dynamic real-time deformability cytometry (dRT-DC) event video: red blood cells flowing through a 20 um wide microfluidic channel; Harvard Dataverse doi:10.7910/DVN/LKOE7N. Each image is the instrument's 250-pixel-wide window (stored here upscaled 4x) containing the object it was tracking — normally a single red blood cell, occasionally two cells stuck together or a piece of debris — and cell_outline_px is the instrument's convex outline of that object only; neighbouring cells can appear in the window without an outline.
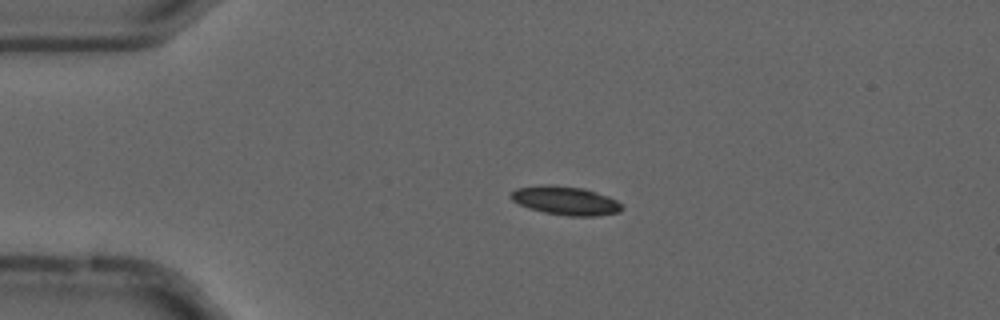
{"species": "common noctule bat (a hibernating species)", "species_latin": "Nyctalus noctula", "temperature_condition": "cold", "stored_images_in_passage": 44, "camera_frame_rate_fps": 3000, "um_per_image_px": 0.085, "animal": {"sex": "male", "forearm_length_mm": 52.5}, "frame": {"image": 1, "passage_image": 13, "time_ms": 4.0, "image_size_px": [1000, 320], "cell_outline_px": [[624, 208], [620, 212], [596, 216], [568, 216], [544, 212], [528, 208], [512, 200], [508, 196], [516, 188], [540, 184], [556, 184], [584, 188], [608, 196], [616, 200]], "centroid_in_image_um": [48.05, 17.04], "position_along_channel_um": 37.0, "area_um2": 18.79}}
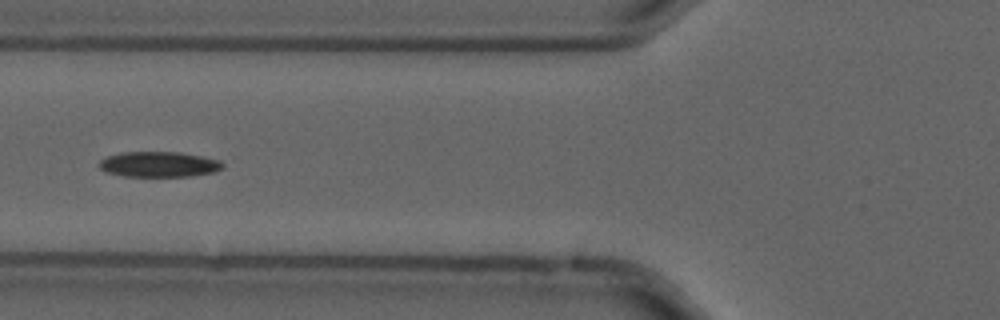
{"frame": {"image": 2, "passage_image": 22, "time_ms": 7.0, "image_size_px": [1000, 320], "cell_outline_px": [[224, 168], [216, 172], [192, 176], [124, 176], [104, 172], [100, 168], [100, 160], [108, 156], [120, 152], [180, 152], [220, 160], [224, 164]], "centroid_in_image_um": [13.53, 13.97], "position_along_channel_um": 112.3, "area_um2": 18.38}}
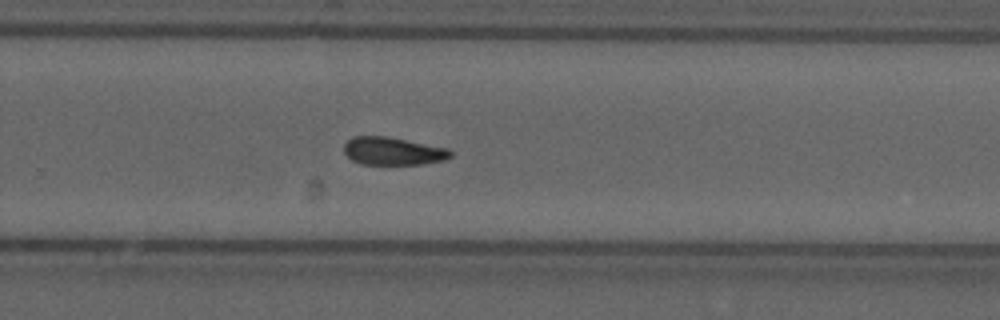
{"frame": {"image": 3, "passage_image": 37, "time_ms": 12.0, "image_size_px": [1000, 320], "cell_outline_px": [[452, 156], [444, 160], [420, 164], [360, 164], [352, 160], [344, 152], [344, 144], [352, 136], [388, 136], [448, 148], [452, 152]], "centroid_in_image_um": [33.39, 12.84], "position_along_channel_um": 296.4, "area_um2": 17.34}}